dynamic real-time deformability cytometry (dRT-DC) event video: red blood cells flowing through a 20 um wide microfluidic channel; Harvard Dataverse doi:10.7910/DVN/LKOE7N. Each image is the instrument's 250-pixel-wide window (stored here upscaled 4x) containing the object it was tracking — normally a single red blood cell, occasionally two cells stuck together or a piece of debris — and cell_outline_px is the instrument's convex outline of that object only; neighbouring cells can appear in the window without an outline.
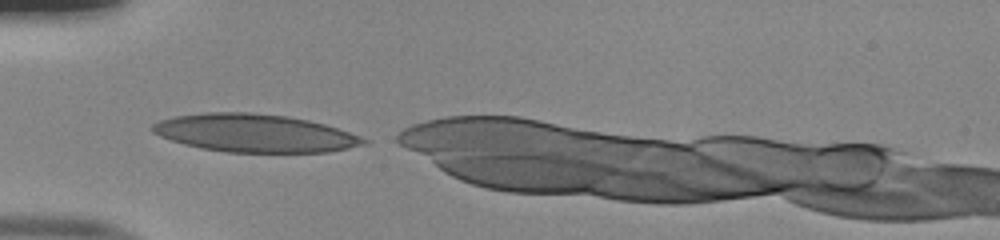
{"species": "human", "species_latin": "Homo sapiens", "temperature_condition": "room temperature", "stored_images_in_passage": 31, "camera_frame_rate_fps": 3000, "um_per_image_px": 0.085, "donor": {"sex": "male"}, "frame": {"image": 1, "passage_image": 1, "time_ms": 0.0, "image_size_px": [1000, 240], "cell_outline_px": [[372, 140], [368, 144], [328, 152], [224, 152], [200, 148], [184, 144], [160, 136], [152, 132], [148, 128], [152, 124], [160, 120], [176, 116], [204, 112], [252, 112], [288, 116], [308, 120], [324, 124]], "centroid_in_image_um": [21.64, 11.31], "position_along_channel_um": 63.4, "area_um2": 46.93}}
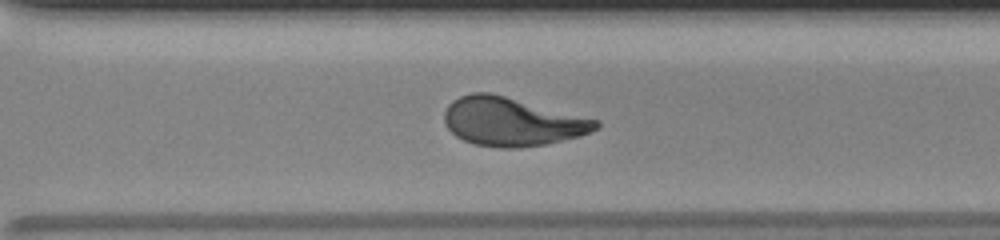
{"frame": {"image": 2, "passage_image": 21, "time_ms": 6.667, "image_size_px": [1000, 240], "cell_outline_px": [[600, 124], [596, 128], [580, 136], [544, 144], [516, 148], [500, 148], [472, 144], [456, 136], [444, 124], [444, 112], [448, 104], [452, 100], [460, 96], [472, 92], [488, 92], [600, 120]], "centroid_in_image_um": [43.47, 10.34], "position_along_channel_um": 327.1, "area_um2": 42.66}}
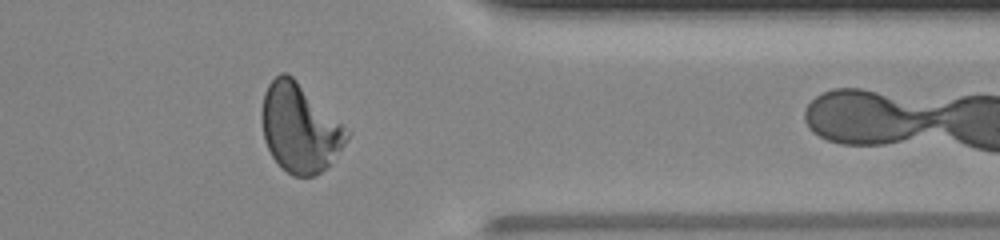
{"frame": {"image": 3, "passage_image": 26, "time_ms": 8.333, "image_size_px": [1000, 240], "cell_outline_px": [[348, 136], [344, 144], [328, 164], [316, 176], [292, 176], [272, 156], [264, 140], [260, 116], [260, 112], [264, 92], [268, 84], [280, 72], [288, 72], [344, 128]], "centroid_in_image_um": [25.38, 10.87], "position_along_channel_um": 386.0, "area_um2": 42.66}}